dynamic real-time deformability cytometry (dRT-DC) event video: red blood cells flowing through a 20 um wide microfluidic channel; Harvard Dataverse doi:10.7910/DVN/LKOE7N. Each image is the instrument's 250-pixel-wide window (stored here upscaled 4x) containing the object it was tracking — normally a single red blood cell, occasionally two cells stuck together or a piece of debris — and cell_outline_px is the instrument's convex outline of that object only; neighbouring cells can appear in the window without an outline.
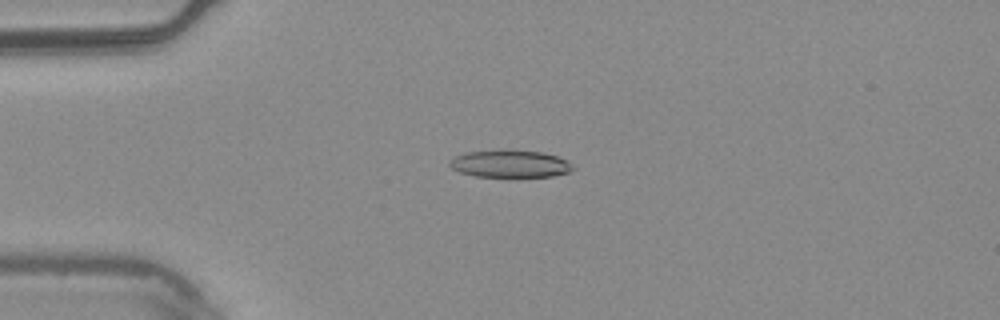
{"species": "common noctule bat (a hibernating species)", "species_latin": "Nyctalus noctula", "temperature_condition": "warm", "stored_images_in_passage": 5, "camera_frame_rate_fps": 3000, "um_per_image_px": 0.085, "animal": {"sex": "male", "body_mass_g": 20.4}, "frame": {"image": 1, "passage_image": 3, "time_ms": 0.667, "image_size_px": [1000, 320], "cell_outline_px": [[576, 168], [568, 172], [552, 176], [476, 176], [460, 172], [452, 168], [448, 164], [456, 156], [468, 152], [500, 148], [508, 148], [544, 152], [568, 160]], "centroid_in_image_um": [43.39, 13.88], "position_along_channel_um": 41.6, "area_um2": 19.94}}